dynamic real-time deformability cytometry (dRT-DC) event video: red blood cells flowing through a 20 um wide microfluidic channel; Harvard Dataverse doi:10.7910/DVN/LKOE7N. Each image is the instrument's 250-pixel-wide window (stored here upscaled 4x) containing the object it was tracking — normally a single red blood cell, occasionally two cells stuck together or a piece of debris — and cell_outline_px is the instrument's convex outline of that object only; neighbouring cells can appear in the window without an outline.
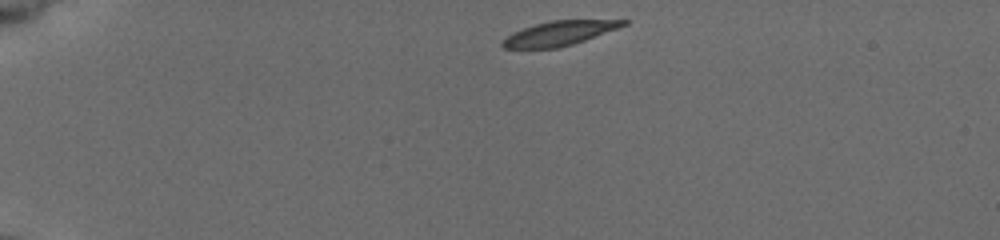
{"species": "common noctule bat (a hibernating species)", "species_latin": "Nyctalus noctula", "temperature_condition": "cold", "stored_images_in_passage": 3, "camera_frame_rate_fps": 3000, "um_per_image_px": 0.085, "animal": {"sex": "female", "body_mass_g": 19.5, "forearm_length_mm": 54.1}, "frame": {"image": 1, "passage_image": 1, "time_ms": 0.0, "image_size_px": [1000, 240], "cell_outline_px": [[628, 24], [584, 40], [560, 48], [504, 48], [500, 44], [512, 32], [536, 24], [552, 20], [628, 20]], "centroid_in_image_um": [47.53, 2.83], "position_along_channel_um": 37.5, "area_um2": 16.88}}